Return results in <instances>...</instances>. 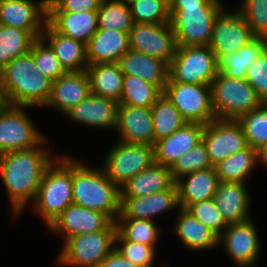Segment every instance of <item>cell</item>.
Masks as SVG:
<instances>
[{"instance_id":"6da1fadb","label":"cell","mask_w":267,"mask_h":267,"mask_svg":"<svg viewBox=\"0 0 267 267\" xmlns=\"http://www.w3.org/2000/svg\"><path fill=\"white\" fill-rule=\"evenodd\" d=\"M47 153L34 147L0 155V172L15 213L23 209L28 199L35 201L45 170L52 163Z\"/></svg>"},{"instance_id":"7a4b0ae2","label":"cell","mask_w":267,"mask_h":267,"mask_svg":"<svg viewBox=\"0 0 267 267\" xmlns=\"http://www.w3.org/2000/svg\"><path fill=\"white\" fill-rule=\"evenodd\" d=\"M220 4L218 0H174L169 14L177 46H209Z\"/></svg>"},{"instance_id":"3957f363","label":"cell","mask_w":267,"mask_h":267,"mask_svg":"<svg viewBox=\"0 0 267 267\" xmlns=\"http://www.w3.org/2000/svg\"><path fill=\"white\" fill-rule=\"evenodd\" d=\"M12 106L46 105L52 81L41 73L30 52L11 60L0 70Z\"/></svg>"},{"instance_id":"277c9868","label":"cell","mask_w":267,"mask_h":267,"mask_svg":"<svg viewBox=\"0 0 267 267\" xmlns=\"http://www.w3.org/2000/svg\"><path fill=\"white\" fill-rule=\"evenodd\" d=\"M72 194L74 204L100 211L117 221L113 217L121 212L120 188L105 171L91 170L73 161Z\"/></svg>"},{"instance_id":"5b68a950","label":"cell","mask_w":267,"mask_h":267,"mask_svg":"<svg viewBox=\"0 0 267 267\" xmlns=\"http://www.w3.org/2000/svg\"><path fill=\"white\" fill-rule=\"evenodd\" d=\"M60 159L58 167L53 162L45 170L34 201L49 226L73 203V160Z\"/></svg>"},{"instance_id":"8992f818","label":"cell","mask_w":267,"mask_h":267,"mask_svg":"<svg viewBox=\"0 0 267 267\" xmlns=\"http://www.w3.org/2000/svg\"><path fill=\"white\" fill-rule=\"evenodd\" d=\"M212 108L216 118L237 120L264 102L246 79H233L218 72L211 83Z\"/></svg>"},{"instance_id":"52a82bcc","label":"cell","mask_w":267,"mask_h":267,"mask_svg":"<svg viewBox=\"0 0 267 267\" xmlns=\"http://www.w3.org/2000/svg\"><path fill=\"white\" fill-rule=\"evenodd\" d=\"M116 233V222L112 221L104 230L69 237L60 254L59 262L65 265L99 267L115 249L113 243Z\"/></svg>"},{"instance_id":"ba28073f","label":"cell","mask_w":267,"mask_h":267,"mask_svg":"<svg viewBox=\"0 0 267 267\" xmlns=\"http://www.w3.org/2000/svg\"><path fill=\"white\" fill-rule=\"evenodd\" d=\"M218 74L215 53L209 46H177L169 78L179 83L211 85Z\"/></svg>"},{"instance_id":"9c48e42d","label":"cell","mask_w":267,"mask_h":267,"mask_svg":"<svg viewBox=\"0 0 267 267\" xmlns=\"http://www.w3.org/2000/svg\"><path fill=\"white\" fill-rule=\"evenodd\" d=\"M163 94L187 123L207 125L216 118L212 108L211 85L179 83L168 78Z\"/></svg>"},{"instance_id":"30bf717a","label":"cell","mask_w":267,"mask_h":267,"mask_svg":"<svg viewBox=\"0 0 267 267\" xmlns=\"http://www.w3.org/2000/svg\"><path fill=\"white\" fill-rule=\"evenodd\" d=\"M154 146L120 142L106 159L105 172L119 188L154 163Z\"/></svg>"},{"instance_id":"8fae6325","label":"cell","mask_w":267,"mask_h":267,"mask_svg":"<svg viewBox=\"0 0 267 267\" xmlns=\"http://www.w3.org/2000/svg\"><path fill=\"white\" fill-rule=\"evenodd\" d=\"M130 49L161 59L170 65L177 44L170 23H134L129 32Z\"/></svg>"},{"instance_id":"7c38bea8","label":"cell","mask_w":267,"mask_h":267,"mask_svg":"<svg viewBox=\"0 0 267 267\" xmlns=\"http://www.w3.org/2000/svg\"><path fill=\"white\" fill-rule=\"evenodd\" d=\"M202 141L213 167L248 147L241 125L233 119L215 118L209 122L204 127Z\"/></svg>"},{"instance_id":"4fadbf2b","label":"cell","mask_w":267,"mask_h":267,"mask_svg":"<svg viewBox=\"0 0 267 267\" xmlns=\"http://www.w3.org/2000/svg\"><path fill=\"white\" fill-rule=\"evenodd\" d=\"M21 109L20 106H11L0 115V155L31 149L43 142V136L36 132Z\"/></svg>"},{"instance_id":"5bb4252c","label":"cell","mask_w":267,"mask_h":267,"mask_svg":"<svg viewBox=\"0 0 267 267\" xmlns=\"http://www.w3.org/2000/svg\"><path fill=\"white\" fill-rule=\"evenodd\" d=\"M256 36L242 14L221 11L214 22L209 47L214 53H235Z\"/></svg>"},{"instance_id":"9a60e30c","label":"cell","mask_w":267,"mask_h":267,"mask_svg":"<svg viewBox=\"0 0 267 267\" xmlns=\"http://www.w3.org/2000/svg\"><path fill=\"white\" fill-rule=\"evenodd\" d=\"M47 14L48 0L38 5L30 0H0V24L27 30L36 39L42 37L40 20L42 16L47 18Z\"/></svg>"},{"instance_id":"2e32d148","label":"cell","mask_w":267,"mask_h":267,"mask_svg":"<svg viewBox=\"0 0 267 267\" xmlns=\"http://www.w3.org/2000/svg\"><path fill=\"white\" fill-rule=\"evenodd\" d=\"M112 220L104 213L72 203L52 222L50 228L62 232L67 240L77 234L104 230Z\"/></svg>"},{"instance_id":"e0dca14e","label":"cell","mask_w":267,"mask_h":267,"mask_svg":"<svg viewBox=\"0 0 267 267\" xmlns=\"http://www.w3.org/2000/svg\"><path fill=\"white\" fill-rule=\"evenodd\" d=\"M116 127L121 141L154 146L151 107H133L118 104Z\"/></svg>"},{"instance_id":"ac0fdd59","label":"cell","mask_w":267,"mask_h":267,"mask_svg":"<svg viewBox=\"0 0 267 267\" xmlns=\"http://www.w3.org/2000/svg\"><path fill=\"white\" fill-rule=\"evenodd\" d=\"M225 229L226 232L219 235V242L223 240L227 252L239 267L251 266L259 253L258 236L251 220L228 224Z\"/></svg>"},{"instance_id":"d6986e66","label":"cell","mask_w":267,"mask_h":267,"mask_svg":"<svg viewBox=\"0 0 267 267\" xmlns=\"http://www.w3.org/2000/svg\"><path fill=\"white\" fill-rule=\"evenodd\" d=\"M205 125L186 123L170 136L154 143V161L171 166L177 159L202 141Z\"/></svg>"},{"instance_id":"ffe728a7","label":"cell","mask_w":267,"mask_h":267,"mask_svg":"<svg viewBox=\"0 0 267 267\" xmlns=\"http://www.w3.org/2000/svg\"><path fill=\"white\" fill-rule=\"evenodd\" d=\"M91 94L88 72H66L52 81L51 96L46 105L60 108L64 113Z\"/></svg>"},{"instance_id":"44dd1931","label":"cell","mask_w":267,"mask_h":267,"mask_svg":"<svg viewBox=\"0 0 267 267\" xmlns=\"http://www.w3.org/2000/svg\"><path fill=\"white\" fill-rule=\"evenodd\" d=\"M121 212L118 218L152 220V216L179 204L176 183L169 189L149 196L120 197Z\"/></svg>"},{"instance_id":"7402d4cb","label":"cell","mask_w":267,"mask_h":267,"mask_svg":"<svg viewBox=\"0 0 267 267\" xmlns=\"http://www.w3.org/2000/svg\"><path fill=\"white\" fill-rule=\"evenodd\" d=\"M128 50H130L128 32L98 29L86 44V58L88 65L118 63Z\"/></svg>"},{"instance_id":"603a6c76","label":"cell","mask_w":267,"mask_h":267,"mask_svg":"<svg viewBox=\"0 0 267 267\" xmlns=\"http://www.w3.org/2000/svg\"><path fill=\"white\" fill-rule=\"evenodd\" d=\"M124 75H133L156 85L162 92L169 78V65L134 50H128L118 61Z\"/></svg>"},{"instance_id":"cb8c5ba5","label":"cell","mask_w":267,"mask_h":267,"mask_svg":"<svg viewBox=\"0 0 267 267\" xmlns=\"http://www.w3.org/2000/svg\"><path fill=\"white\" fill-rule=\"evenodd\" d=\"M47 22L60 34L87 44L98 30L97 11L48 12Z\"/></svg>"},{"instance_id":"d4e9b609","label":"cell","mask_w":267,"mask_h":267,"mask_svg":"<svg viewBox=\"0 0 267 267\" xmlns=\"http://www.w3.org/2000/svg\"><path fill=\"white\" fill-rule=\"evenodd\" d=\"M176 181L169 166L153 163L139 172L120 188V197L149 196L171 188Z\"/></svg>"},{"instance_id":"484cf974","label":"cell","mask_w":267,"mask_h":267,"mask_svg":"<svg viewBox=\"0 0 267 267\" xmlns=\"http://www.w3.org/2000/svg\"><path fill=\"white\" fill-rule=\"evenodd\" d=\"M118 102L90 94L85 100L66 112L72 119L92 126L108 127L117 124Z\"/></svg>"},{"instance_id":"4316f807","label":"cell","mask_w":267,"mask_h":267,"mask_svg":"<svg viewBox=\"0 0 267 267\" xmlns=\"http://www.w3.org/2000/svg\"><path fill=\"white\" fill-rule=\"evenodd\" d=\"M184 176H187L186 182L182 178L176 180L181 208L186 209L193 203L214 198L219 184L215 167L197 170Z\"/></svg>"},{"instance_id":"83f0119b","label":"cell","mask_w":267,"mask_h":267,"mask_svg":"<svg viewBox=\"0 0 267 267\" xmlns=\"http://www.w3.org/2000/svg\"><path fill=\"white\" fill-rule=\"evenodd\" d=\"M214 201L227 224L249 220V197L242 182H219Z\"/></svg>"},{"instance_id":"f1b7e54d","label":"cell","mask_w":267,"mask_h":267,"mask_svg":"<svg viewBox=\"0 0 267 267\" xmlns=\"http://www.w3.org/2000/svg\"><path fill=\"white\" fill-rule=\"evenodd\" d=\"M46 33L42 38H49V45L54 50L62 67L66 72H78L87 70L88 62L86 58V44L71 37H67L57 32L44 18ZM85 63L86 68L82 67Z\"/></svg>"},{"instance_id":"f546056e","label":"cell","mask_w":267,"mask_h":267,"mask_svg":"<svg viewBox=\"0 0 267 267\" xmlns=\"http://www.w3.org/2000/svg\"><path fill=\"white\" fill-rule=\"evenodd\" d=\"M267 49V38L255 37L235 53H215L218 72L233 79H246L250 67Z\"/></svg>"},{"instance_id":"4dcf8cb0","label":"cell","mask_w":267,"mask_h":267,"mask_svg":"<svg viewBox=\"0 0 267 267\" xmlns=\"http://www.w3.org/2000/svg\"><path fill=\"white\" fill-rule=\"evenodd\" d=\"M86 71L92 94L120 101L124 74L118 63H96L88 65Z\"/></svg>"},{"instance_id":"1f68e13d","label":"cell","mask_w":267,"mask_h":267,"mask_svg":"<svg viewBox=\"0 0 267 267\" xmlns=\"http://www.w3.org/2000/svg\"><path fill=\"white\" fill-rule=\"evenodd\" d=\"M181 209L175 229L182 242L192 250L211 248L218 244L219 236L184 208Z\"/></svg>"},{"instance_id":"d6a6232c","label":"cell","mask_w":267,"mask_h":267,"mask_svg":"<svg viewBox=\"0 0 267 267\" xmlns=\"http://www.w3.org/2000/svg\"><path fill=\"white\" fill-rule=\"evenodd\" d=\"M151 111L154 143L170 136L187 123L179 110L164 94L152 105Z\"/></svg>"},{"instance_id":"836d02e7","label":"cell","mask_w":267,"mask_h":267,"mask_svg":"<svg viewBox=\"0 0 267 267\" xmlns=\"http://www.w3.org/2000/svg\"><path fill=\"white\" fill-rule=\"evenodd\" d=\"M260 153L248 146L221 161L216 168L219 182H242L256 160H260Z\"/></svg>"},{"instance_id":"e575fe53","label":"cell","mask_w":267,"mask_h":267,"mask_svg":"<svg viewBox=\"0 0 267 267\" xmlns=\"http://www.w3.org/2000/svg\"><path fill=\"white\" fill-rule=\"evenodd\" d=\"M35 40L27 30L0 24V70L14 58L30 52Z\"/></svg>"},{"instance_id":"d590c367","label":"cell","mask_w":267,"mask_h":267,"mask_svg":"<svg viewBox=\"0 0 267 267\" xmlns=\"http://www.w3.org/2000/svg\"><path fill=\"white\" fill-rule=\"evenodd\" d=\"M163 92L154 84L133 75H124L121 98L122 105L152 107Z\"/></svg>"},{"instance_id":"8d00e7d4","label":"cell","mask_w":267,"mask_h":267,"mask_svg":"<svg viewBox=\"0 0 267 267\" xmlns=\"http://www.w3.org/2000/svg\"><path fill=\"white\" fill-rule=\"evenodd\" d=\"M241 125L248 146L261 153L267 147V103L240 116Z\"/></svg>"},{"instance_id":"74e56055","label":"cell","mask_w":267,"mask_h":267,"mask_svg":"<svg viewBox=\"0 0 267 267\" xmlns=\"http://www.w3.org/2000/svg\"><path fill=\"white\" fill-rule=\"evenodd\" d=\"M98 29L130 32L134 25L130 7L119 0H102L97 11Z\"/></svg>"},{"instance_id":"f35d334b","label":"cell","mask_w":267,"mask_h":267,"mask_svg":"<svg viewBox=\"0 0 267 267\" xmlns=\"http://www.w3.org/2000/svg\"><path fill=\"white\" fill-rule=\"evenodd\" d=\"M118 219L124 222L122 224L116 221L117 233L124 240L154 246L160 229L155 226L152 220L136 218Z\"/></svg>"},{"instance_id":"ab89813d","label":"cell","mask_w":267,"mask_h":267,"mask_svg":"<svg viewBox=\"0 0 267 267\" xmlns=\"http://www.w3.org/2000/svg\"><path fill=\"white\" fill-rule=\"evenodd\" d=\"M213 167L209 160L206 146L203 141L195 145L191 150L177 159L171 166L170 171L176 181L183 175L197 170Z\"/></svg>"},{"instance_id":"60d3db41","label":"cell","mask_w":267,"mask_h":267,"mask_svg":"<svg viewBox=\"0 0 267 267\" xmlns=\"http://www.w3.org/2000/svg\"><path fill=\"white\" fill-rule=\"evenodd\" d=\"M44 39L37 38L31 47L30 53L41 73L51 81H55L66 73L59 59L50 45H43Z\"/></svg>"},{"instance_id":"b9f144b4","label":"cell","mask_w":267,"mask_h":267,"mask_svg":"<svg viewBox=\"0 0 267 267\" xmlns=\"http://www.w3.org/2000/svg\"><path fill=\"white\" fill-rule=\"evenodd\" d=\"M130 10L134 23H170L169 7L160 0H138Z\"/></svg>"},{"instance_id":"7bdbcfd3","label":"cell","mask_w":267,"mask_h":267,"mask_svg":"<svg viewBox=\"0 0 267 267\" xmlns=\"http://www.w3.org/2000/svg\"><path fill=\"white\" fill-rule=\"evenodd\" d=\"M186 210L218 236L221 232L224 233L223 229L228 226L213 198L193 203Z\"/></svg>"},{"instance_id":"ee69618b","label":"cell","mask_w":267,"mask_h":267,"mask_svg":"<svg viewBox=\"0 0 267 267\" xmlns=\"http://www.w3.org/2000/svg\"><path fill=\"white\" fill-rule=\"evenodd\" d=\"M239 11L256 37L267 38V0H244Z\"/></svg>"},{"instance_id":"f6af8a7d","label":"cell","mask_w":267,"mask_h":267,"mask_svg":"<svg viewBox=\"0 0 267 267\" xmlns=\"http://www.w3.org/2000/svg\"><path fill=\"white\" fill-rule=\"evenodd\" d=\"M117 240L122 242V247L116 246L115 250L122 257L139 267H151L155 255L154 246L124 240L118 233L115 235V241Z\"/></svg>"},{"instance_id":"bcb514c9","label":"cell","mask_w":267,"mask_h":267,"mask_svg":"<svg viewBox=\"0 0 267 267\" xmlns=\"http://www.w3.org/2000/svg\"><path fill=\"white\" fill-rule=\"evenodd\" d=\"M246 80L267 103V49L247 68Z\"/></svg>"},{"instance_id":"7dc6e473","label":"cell","mask_w":267,"mask_h":267,"mask_svg":"<svg viewBox=\"0 0 267 267\" xmlns=\"http://www.w3.org/2000/svg\"><path fill=\"white\" fill-rule=\"evenodd\" d=\"M102 0H48V12L98 11Z\"/></svg>"},{"instance_id":"c3c4849f","label":"cell","mask_w":267,"mask_h":267,"mask_svg":"<svg viewBox=\"0 0 267 267\" xmlns=\"http://www.w3.org/2000/svg\"><path fill=\"white\" fill-rule=\"evenodd\" d=\"M99 267H139L122 257L117 250H113L100 264Z\"/></svg>"},{"instance_id":"681fc988","label":"cell","mask_w":267,"mask_h":267,"mask_svg":"<svg viewBox=\"0 0 267 267\" xmlns=\"http://www.w3.org/2000/svg\"><path fill=\"white\" fill-rule=\"evenodd\" d=\"M12 106L8 93L1 82L0 77V115L6 112Z\"/></svg>"},{"instance_id":"f907efd6","label":"cell","mask_w":267,"mask_h":267,"mask_svg":"<svg viewBox=\"0 0 267 267\" xmlns=\"http://www.w3.org/2000/svg\"><path fill=\"white\" fill-rule=\"evenodd\" d=\"M261 155V161L264 162L265 165H267V147L260 153Z\"/></svg>"},{"instance_id":"816d5d0a","label":"cell","mask_w":267,"mask_h":267,"mask_svg":"<svg viewBox=\"0 0 267 267\" xmlns=\"http://www.w3.org/2000/svg\"><path fill=\"white\" fill-rule=\"evenodd\" d=\"M119 1L130 7L131 5L135 4L138 0H119Z\"/></svg>"},{"instance_id":"f5cc1de1","label":"cell","mask_w":267,"mask_h":267,"mask_svg":"<svg viewBox=\"0 0 267 267\" xmlns=\"http://www.w3.org/2000/svg\"><path fill=\"white\" fill-rule=\"evenodd\" d=\"M160 1H162L164 4H166L170 8L174 0H160Z\"/></svg>"}]
</instances>
